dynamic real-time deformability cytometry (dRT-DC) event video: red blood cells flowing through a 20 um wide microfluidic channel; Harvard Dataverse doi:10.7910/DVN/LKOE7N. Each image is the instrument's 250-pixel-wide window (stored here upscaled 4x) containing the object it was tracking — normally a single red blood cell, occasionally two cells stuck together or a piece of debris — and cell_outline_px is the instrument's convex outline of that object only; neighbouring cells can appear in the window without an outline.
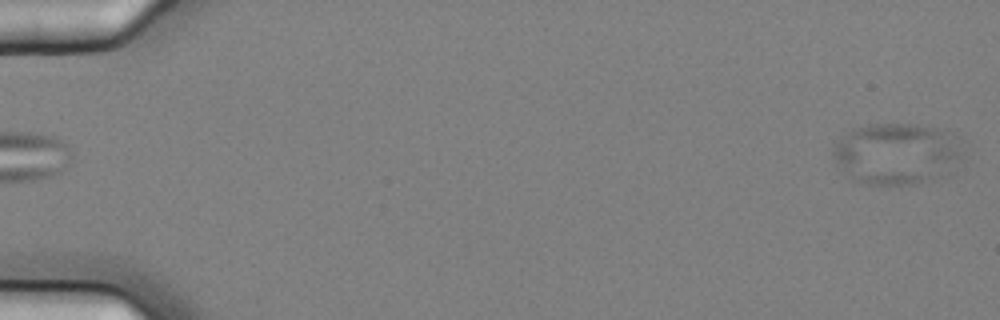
{"species": "common noctule bat (a hibernating species)", "species_latin": "Nyctalus noctula", "temperature_condition": "cold", "stored_images_in_passage": 5, "camera_frame_rate_fps": 3000, "um_per_image_px": 0.085, "animal": {"sex": "female", "body_mass_g": 25.1}, "frame": {"image": 1, "passage_image": 5, "time_ms": 1.333, "image_size_px": [1000, 320], "cell_outline_px": [[964, 156], [948, 172], [912, 184], [868, 184], [852, 180], [848, 176], [832, 156], [832, 152], [836, 144], [852, 128], [868, 124], [912, 124], [948, 128], [956, 136]], "centroid_in_image_um": [76.24, 13.02], "position_along_channel_um": 8.8, "area_um2": 46.3}}